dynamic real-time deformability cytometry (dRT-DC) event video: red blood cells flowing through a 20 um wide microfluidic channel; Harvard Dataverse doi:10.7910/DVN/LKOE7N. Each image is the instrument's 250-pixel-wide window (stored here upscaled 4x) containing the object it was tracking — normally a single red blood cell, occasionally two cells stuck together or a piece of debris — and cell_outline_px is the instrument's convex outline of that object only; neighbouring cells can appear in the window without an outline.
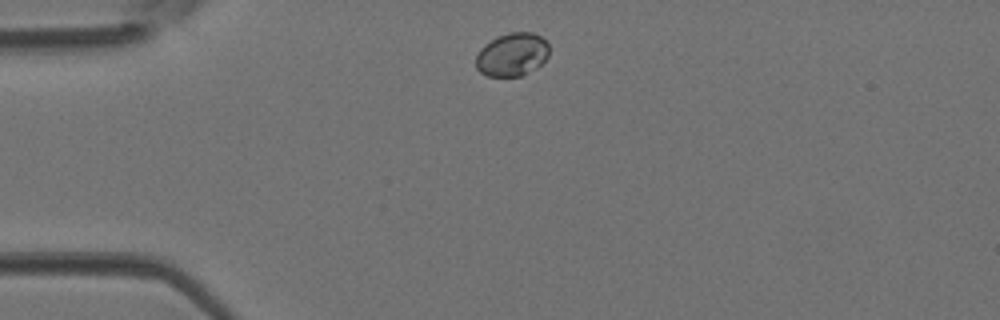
{"species": "Egyptian fruit bat (a non-hibernating species)", "species_latin": "Rousettus aegyptiacus", "temperature_condition": "room temperature", "stored_images_in_passage": 35, "camera_frame_rate_fps": 3000, "um_per_image_px": 0.085, "animal": {"sex": "female"}, "frame": {"image": 1, "passage_image": 2, "time_ms": 0.333, "image_size_px": [1000, 320], "cell_outline_px": [[548, 56], [536, 68], [520, 76], [488, 76], [480, 72], [476, 68], [476, 56], [480, 48], [484, 44], [508, 32], [532, 32], [540, 36], [548, 44]], "centroid_in_image_um": [43.51, 4.64], "position_along_channel_um": 41.5, "area_um2": 18.32}}
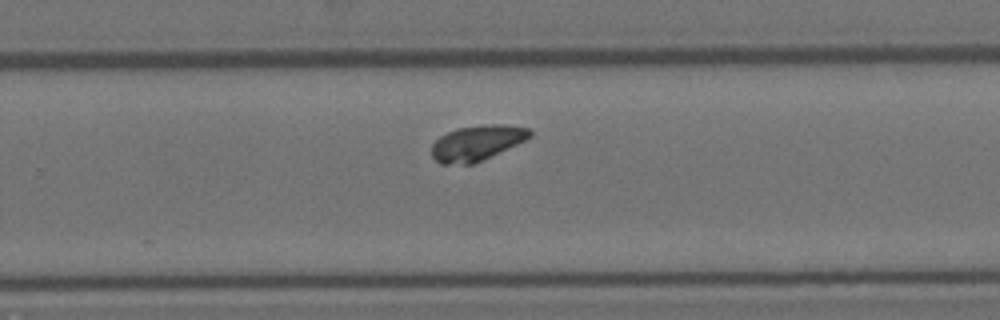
{"frame": {"image": 2, "passage_image": 20, "time_ms": 6.333, "image_size_px": [1000, 320], "cell_outline_px": [[532, 136], [516, 144], [472, 164], [440, 164], [432, 156], [432, 144], [440, 136], [448, 132], [460, 128], [484, 124], [504, 124], [528, 128], [532, 132]], "centroid_in_image_um": [40.52, 12.14], "position_along_channel_um": 289.3, "area_um2": 19.83}}
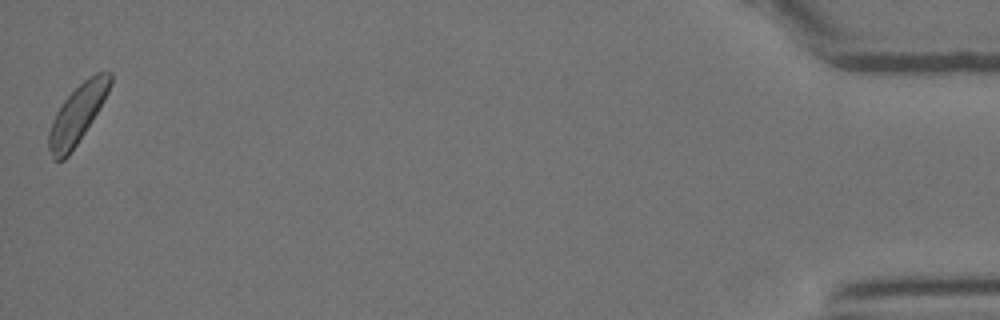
{"frame": {"image": 3, "passage_image": 35, "time_ms": 11.333, "image_size_px": [1000, 320], "cell_outline_px": [[112, 84], [104, 100], [92, 120], [68, 156], [64, 160], [56, 160], [52, 156], [48, 148], [48, 132], [52, 120], [60, 104], [88, 76], [96, 72], [112, 72]], "centroid_in_image_um": [6.57, 9.68], "position_along_channel_um": 428.6, "area_um2": 20.63}}